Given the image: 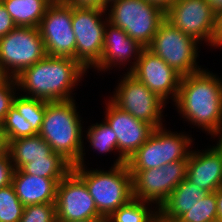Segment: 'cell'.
Segmentation results:
<instances>
[{
	"label": "cell",
	"instance_id": "f546056e",
	"mask_svg": "<svg viewBox=\"0 0 222 222\" xmlns=\"http://www.w3.org/2000/svg\"><path fill=\"white\" fill-rule=\"evenodd\" d=\"M19 222H57L56 203L25 206Z\"/></svg>",
	"mask_w": 222,
	"mask_h": 222
},
{
	"label": "cell",
	"instance_id": "5b68a950",
	"mask_svg": "<svg viewBox=\"0 0 222 222\" xmlns=\"http://www.w3.org/2000/svg\"><path fill=\"white\" fill-rule=\"evenodd\" d=\"M107 10L108 22L123 29L144 48L165 20V11L148 0H115L107 5Z\"/></svg>",
	"mask_w": 222,
	"mask_h": 222
},
{
	"label": "cell",
	"instance_id": "5bb4252c",
	"mask_svg": "<svg viewBox=\"0 0 222 222\" xmlns=\"http://www.w3.org/2000/svg\"><path fill=\"white\" fill-rule=\"evenodd\" d=\"M106 103L104 120L116 133L118 155L113 166L126 161L148 140L154 127L142 120L136 119L130 113L123 111L110 99Z\"/></svg>",
	"mask_w": 222,
	"mask_h": 222
},
{
	"label": "cell",
	"instance_id": "30bf717a",
	"mask_svg": "<svg viewBox=\"0 0 222 222\" xmlns=\"http://www.w3.org/2000/svg\"><path fill=\"white\" fill-rule=\"evenodd\" d=\"M110 100L136 119L151 124L154 128L163 126V109L167 105L146 85L129 72L125 73Z\"/></svg>",
	"mask_w": 222,
	"mask_h": 222
},
{
	"label": "cell",
	"instance_id": "d6986e66",
	"mask_svg": "<svg viewBox=\"0 0 222 222\" xmlns=\"http://www.w3.org/2000/svg\"><path fill=\"white\" fill-rule=\"evenodd\" d=\"M62 179L29 175L16 169L13 174L12 185L24 206L55 203L57 186Z\"/></svg>",
	"mask_w": 222,
	"mask_h": 222
},
{
	"label": "cell",
	"instance_id": "8992f818",
	"mask_svg": "<svg viewBox=\"0 0 222 222\" xmlns=\"http://www.w3.org/2000/svg\"><path fill=\"white\" fill-rule=\"evenodd\" d=\"M155 128L148 140L126 161L129 170L159 168L177 160H188L193 138L183 132Z\"/></svg>",
	"mask_w": 222,
	"mask_h": 222
},
{
	"label": "cell",
	"instance_id": "7402d4cb",
	"mask_svg": "<svg viewBox=\"0 0 222 222\" xmlns=\"http://www.w3.org/2000/svg\"><path fill=\"white\" fill-rule=\"evenodd\" d=\"M17 27H39L53 0H0Z\"/></svg>",
	"mask_w": 222,
	"mask_h": 222
},
{
	"label": "cell",
	"instance_id": "8d00e7d4",
	"mask_svg": "<svg viewBox=\"0 0 222 222\" xmlns=\"http://www.w3.org/2000/svg\"><path fill=\"white\" fill-rule=\"evenodd\" d=\"M217 219L222 221V186L216 191Z\"/></svg>",
	"mask_w": 222,
	"mask_h": 222
},
{
	"label": "cell",
	"instance_id": "d6a6232c",
	"mask_svg": "<svg viewBox=\"0 0 222 222\" xmlns=\"http://www.w3.org/2000/svg\"><path fill=\"white\" fill-rule=\"evenodd\" d=\"M17 26L7 12L5 6L0 1V38L4 37Z\"/></svg>",
	"mask_w": 222,
	"mask_h": 222
},
{
	"label": "cell",
	"instance_id": "1f68e13d",
	"mask_svg": "<svg viewBox=\"0 0 222 222\" xmlns=\"http://www.w3.org/2000/svg\"><path fill=\"white\" fill-rule=\"evenodd\" d=\"M15 168L9 155L0 158V188L12 184Z\"/></svg>",
	"mask_w": 222,
	"mask_h": 222
},
{
	"label": "cell",
	"instance_id": "4fadbf2b",
	"mask_svg": "<svg viewBox=\"0 0 222 222\" xmlns=\"http://www.w3.org/2000/svg\"><path fill=\"white\" fill-rule=\"evenodd\" d=\"M165 19L198 42L213 47L216 12L208 0H175L165 11Z\"/></svg>",
	"mask_w": 222,
	"mask_h": 222
},
{
	"label": "cell",
	"instance_id": "f1b7e54d",
	"mask_svg": "<svg viewBox=\"0 0 222 222\" xmlns=\"http://www.w3.org/2000/svg\"><path fill=\"white\" fill-rule=\"evenodd\" d=\"M24 207L12 184L0 188V222H19Z\"/></svg>",
	"mask_w": 222,
	"mask_h": 222
},
{
	"label": "cell",
	"instance_id": "603a6c76",
	"mask_svg": "<svg viewBox=\"0 0 222 222\" xmlns=\"http://www.w3.org/2000/svg\"><path fill=\"white\" fill-rule=\"evenodd\" d=\"M72 168L73 165L62 155L52 152L46 159H33V162L23 165L20 170L45 178H64Z\"/></svg>",
	"mask_w": 222,
	"mask_h": 222
},
{
	"label": "cell",
	"instance_id": "ba28073f",
	"mask_svg": "<svg viewBox=\"0 0 222 222\" xmlns=\"http://www.w3.org/2000/svg\"><path fill=\"white\" fill-rule=\"evenodd\" d=\"M46 55L39 27H16L0 38V76L16 78Z\"/></svg>",
	"mask_w": 222,
	"mask_h": 222
},
{
	"label": "cell",
	"instance_id": "836d02e7",
	"mask_svg": "<svg viewBox=\"0 0 222 222\" xmlns=\"http://www.w3.org/2000/svg\"><path fill=\"white\" fill-rule=\"evenodd\" d=\"M213 47L214 49L222 47V9L216 13Z\"/></svg>",
	"mask_w": 222,
	"mask_h": 222
},
{
	"label": "cell",
	"instance_id": "7c38bea8",
	"mask_svg": "<svg viewBox=\"0 0 222 222\" xmlns=\"http://www.w3.org/2000/svg\"><path fill=\"white\" fill-rule=\"evenodd\" d=\"M48 56L76 60V38L72 28V5L53 0L39 25Z\"/></svg>",
	"mask_w": 222,
	"mask_h": 222
},
{
	"label": "cell",
	"instance_id": "484cf974",
	"mask_svg": "<svg viewBox=\"0 0 222 222\" xmlns=\"http://www.w3.org/2000/svg\"><path fill=\"white\" fill-rule=\"evenodd\" d=\"M47 101L16 95L13 99V105L19 114L31 124L32 129L38 134L40 132L45 106Z\"/></svg>",
	"mask_w": 222,
	"mask_h": 222
},
{
	"label": "cell",
	"instance_id": "9a60e30c",
	"mask_svg": "<svg viewBox=\"0 0 222 222\" xmlns=\"http://www.w3.org/2000/svg\"><path fill=\"white\" fill-rule=\"evenodd\" d=\"M55 203L57 222L102 217L85 182L73 170L58 183Z\"/></svg>",
	"mask_w": 222,
	"mask_h": 222
},
{
	"label": "cell",
	"instance_id": "e575fe53",
	"mask_svg": "<svg viewBox=\"0 0 222 222\" xmlns=\"http://www.w3.org/2000/svg\"><path fill=\"white\" fill-rule=\"evenodd\" d=\"M64 2L77 7H98L105 9V0H63Z\"/></svg>",
	"mask_w": 222,
	"mask_h": 222
},
{
	"label": "cell",
	"instance_id": "d4e9b609",
	"mask_svg": "<svg viewBox=\"0 0 222 222\" xmlns=\"http://www.w3.org/2000/svg\"><path fill=\"white\" fill-rule=\"evenodd\" d=\"M103 121L90 125L86 131L85 139H87L89 146L95 149L93 151H98L100 154H107L115 150L118 152L116 133L105 120Z\"/></svg>",
	"mask_w": 222,
	"mask_h": 222
},
{
	"label": "cell",
	"instance_id": "4dcf8cb0",
	"mask_svg": "<svg viewBox=\"0 0 222 222\" xmlns=\"http://www.w3.org/2000/svg\"><path fill=\"white\" fill-rule=\"evenodd\" d=\"M17 89L18 86L15 78H0V125L3 123L9 108L13 105V99L18 94Z\"/></svg>",
	"mask_w": 222,
	"mask_h": 222
},
{
	"label": "cell",
	"instance_id": "52a82bcc",
	"mask_svg": "<svg viewBox=\"0 0 222 222\" xmlns=\"http://www.w3.org/2000/svg\"><path fill=\"white\" fill-rule=\"evenodd\" d=\"M199 43L183 33L166 19L160 24L150 45L147 47L182 77L201 71L197 63Z\"/></svg>",
	"mask_w": 222,
	"mask_h": 222
},
{
	"label": "cell",
	"instance_id": "9c48e42d",
	"mask_svg": "<svg viewBox=\"0 0 222 222\" xmlns=\"http://www.w3.org/2000/svg\"><path fill=\"white\" fill-rule=\"evenodd\" d=\"M106 12V9L98 7L72 6V28L76 38V61L87 71L99 63L102 55L104 30L108 22Z\"/></svg>",
	"mask_w": 222,
	"mask_h": 222
},
{
	"label": "cell",
	"instance_id": "44dd1931",
	"mask_svg": "<svg viewBox=\"0 0 222 222\" xmlns=\"http://www.w3.org/2000/svg\"><path fill=\"white\" fill-rule=\"evenodd\" d=\"M52 152L51 146L39 134L9 141L8 155L15 170L33 159H46Z\"/></svg>",
	"mask_w": 222,
	"mask_h": 222
},
{
	"label": "cell",
	"instance_id": "74e56055",
	"mask_svg": "<svg viewBox=\"0 0 222 222\" xmlns=\"http://www.w3.org/2000/svg\"><path fill=\"white\" fill-rule=\"evenodd\" d=\"M148 1L160 7L162 10L166 11L175 0H148Z\"/></svg>",
	"mask_w": 222,
	"mask_h": 222
},
{
	"label": "cell",
	"instance_id": "ac0fdd59",
	"mask_svg": "<svg viewBox=\"0 0 222 222\" xmlns=\"http://www.w3.org/2000/svg\"><path fill=\"white\" fill-rule=\"evenodd\" d=\"M201 151L191 148L186 177L207 193L215 192L222 186L221 155L213 146Z\"/></svg>",
	"mask_w": 222,
	"mask_h": 222
},
{
	"label": "cell",
	"instance_id": "6da1fadb",
	"mask_svg": "<svg viewBox=\"0 0 222 222\" xmlns=\"http://www.w3.org/2000/svg\"><path fill=\"white\" fill-rule=\"evenodd\" d=\"M174 103L183 119L207 134L222 128V78L210 70L183 76Z\"/></svg>",
	"mask_w": 222,
	"mask_h": 222
},
{
	"label": "cell",
	"instance_id": "3957f363",
	"mask_svg": "<svg viewBox=\"0 0 222 222\" xmlns=\"http://www.w3.org/2000/svg\"><path fill=\"white\" fill-rule=\"evenodd\" d=\"M75 103L74 99L47 102L38 134L51 146L53 152L62 155L73 166H85V134Z\"/></svg>",
	"mask_w": 222,
	"mask_h": 222
},
{
	"label": "cell",
	"instance_id": "ab89813d",
	"mask_svg": "<svg viewBox=\"0 0 222 222\" xmlns=\"http://www.w3.org/2000/svg\"><path fill=\"white\" fill-rule=\"evenodd\" d=\"M213 136H214V138H215V136L216 137L218 136V138H217L218 141H216L217 144L214 145L213 147L221 155V158H222V128L217 133L213 134L211 137H213Z\"/></svg>",
	"mask_w": 222,
	"mask_h": 222
},
{
	"label": "cell",
	"instance_id": "60d3db41",
	"mask_svg": "<svg viewBox=\"0 0 222 222\" xmlns=\"http://www.w3.org/2000/svg\"><path fill=\"white\" fill-rule=\"evenodd\" d=\"M65 222H107L106 217H95V218H89L85 220H78V221H65Z\"/></svg>",
	"mask_w": 222,
	"mask_h": 222
},
{
	"label": "cell",
	"instance_id": "83f0119b",
	"mask_svg": "<svg viewBox=\"0 0 222 222\" xmlns=\"http://www.w3.org/2000/svg\"><path fill=\"white\" fill-rule=\"evenodd\" d=\"M0 128L7 136L8 142L23 137L37 135L32 129L31 124L19 114L14 105L9 108Z\"/></svg>",
	"mask_w": 222,
	"mask_h": 222
},
{
	"label": "cell",
	"instance_id": "277c9868",
	"mask_svg": "<svg viewBox=\"0 0 222 222\" xmlns=\"http://www.w3.org/2000/svg\"><path fill=\"white\" fill-rule=\"evenodd\" d=\"M109 168L89 170L86 165H74L72 168L85 182L98 213L106 218L133 198L132 175L127 164Z\"/></svg>",
	"mask_w": 222,
	"mask_h": 222
},
{
	"label": "cell",
	"instance_id": "ee69618b",
	"mask_svg": "<svg viewBox=\"0 0 222 222\" xmlns=\"http://www.w3.org/2000/svg\"><path fill=\"white\" fill-rule=\"evenodd\" d=\"M208 222H222V221H220L219 219H215V220H211V221H208Z\"/></svg>",
	"mask_w": 222,
	"mask_h": 222
},
{
	"label": "cell",
	"instance_id": "f35d334b",
	"mask_svg": "<svg viewBox=\"0 0 222 222\" xmlns=\"http://www.w3.org/2000/svg\"><path fill=\"white\" fill-rule=\"evenodd\" d=\"M153 222H181V221L179 219L169 218L158 210L154 216Z\"/></svg>",
	"mask_w": 222,
	"mask_h": 222
},
{
	"label": "cell",
	"instance_id": "ffe728a7",
	"mask_svg": "<svg viewBox=\"0 0 222 222\" xmlns=\"http://www.w3.org/2000/svg\"><path fill=\"white\" fill-rule=\"evenodd\" d=\"M206 194L204 189L199 188L186 177L158 210L169 218L179 219Z\"/></svg>",
	"mask_w": 222,
	"mask_h": 222
},
{
	"label": "cell",
	"instance_id": "7a4b0ae2",
	"mask_svg": "<svg viewBox=\"0 0 222 222\" xmlns=\"http://www.w3.org/2000/svg\"><path fill=\"white\" fill-rule=\"evenodd\" d=\"M86 71L75 59L46 55L15 79L18 91L27 93H22L25 97L47 102L65 101L74 99L72 91L87 75Z\"/></svg>",
	"mask_w": 222,
	"mask_h": 222
},
{
	"label": "cell",
	"instance_id": "b9f144b4",
	"mask_svg": "<svg viewBox=\"0 0 222 222\" xmlns=\"http://www.w3.org/2000/svg\"><path fill=\"white\" fill-rule=\"evenodd\" d=\"M208 1L216 13L222 9V0H208Z\"/></svg>",
	"mask_w": 222,
	"mask_h": 222
},
{
	"label": "cell",
	"instance_id": "2e32d148",
	"mask_svg": "<svg viewBox=\"0 0 222 222\" xmlns=\"http://www.w3.org/2000/svg\"><path fill=\"white\" fill-rule=\"evenodd\" d=\"M129 73L166 103L169 98L175 102L182 76L149 49L141 51Z\"/></svg>",
	"mask_w": 222,
	"mask_h": 222
},
{
	"label": "cell",
	"instance_id": "4316f807",
	"mask_svg": "<svg viewBox=\"0 0 222 222\" xmlns=\"http://www.w3.org/2000/svg\"><path fill=\"white\" fill-rule=\"evenodd\" d=\"M217 219L216 191L208 192L183 214L181 222H208Z\"/></svg>",
	"mask_w": 222,
	"mask_h": 222
},
{
	"label": "cell",
	"instance_id": "7bdbcfd3",
	"mask_svg": "<svg viewBox=\"0 0 222 222\" xmlns=\"http://www.w3.org/2000/svg\"><path fill=\"white\" fill-rule=\"evenodd\" d=\"M112 1H115V0H105V9H106L107 5H108L109 3H111Z\"/></svg>",
	"mask_w": 222,
	"mask_h": 222
},
{
	"label": "cell",
	"instance_id": "8fae6325",
	"mask_svg": "<svg viewBox=\"0 0 222 222\" xmlns=\"http://www.w3.org/2000/svg\"><path fill=\"white\" fill-rule=\"evenodd\" d=\"M188 160H177L159 168L129 170L132 175L133 198L160 206L187 175Z\"/></svg>",
	"mask_w": 222,
	"mask_h": 222
},
{
	"label": "cell",
	"instance_id": "d590c367",
	"mask_svg": "<svg viewBox=\"0 0 222 222\" xmlns=\"http://www.w3.org/2000/svg\"><path fill=\"white\" fill-rule=\"evenodd\" d=\"M9 142L7 136L0 128V158L8 155Z\"/></svg>",
	"mask_w": 222,
	"mask_h": 222
},
{
	"label": "cell",
	"instance_id": "e0dca14e",
	"mask_svg": "<svg viewBox=\"0 0 222 222\" xmlns=\"http://www.w3.org/2000/svg\"><path fill=\"white\" fill-rule=\"evenodd\" d=\"M144 49L138 42L134 41L123 29L107 22L104 30V45L99 63L94 67L99 71H110L112 67H126L130 62L127 72L136 65L141 51ZM133 60V62H132ZM108 69V70H107Z\"/></svg>",
	"mask_w": 222,
	"mask_h": 222
},
{
	"label": "cell",
	"instance_id": "cb8c5ba5",
	"mask_svg": "<svg viewBox=\"0 0 222 222\" xmlns=\"http://www.w3.org/2000/svg\"><path fill=\"white\" fill-rule=\"evenodd\" d=\"M157 211L158 208L154 204L132 198L128 203L115 210L107 218V222H153Z\"/></svg>",
	"mask_w": 222,
	"mask_h": 222
}]
</instances>
